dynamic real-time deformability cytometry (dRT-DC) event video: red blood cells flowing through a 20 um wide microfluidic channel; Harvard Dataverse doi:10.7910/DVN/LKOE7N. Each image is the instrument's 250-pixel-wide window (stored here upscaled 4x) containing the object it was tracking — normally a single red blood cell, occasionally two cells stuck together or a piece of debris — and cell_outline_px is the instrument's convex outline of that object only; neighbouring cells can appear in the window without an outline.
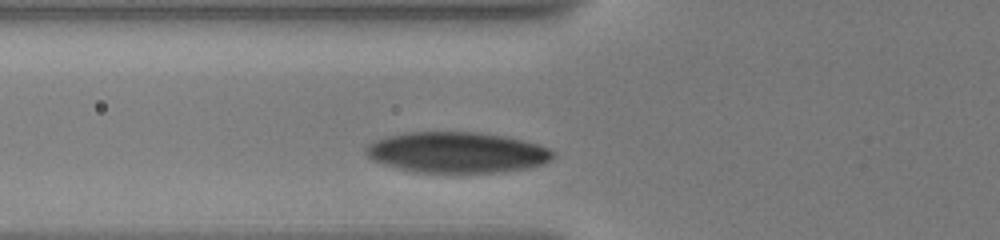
{"species": "human", "species_latin": "Homo sapiens", "temperature_condition": "warm", "stored_images_in_passage": 26, "camera_frame_rate_fps": 3000, "um_per_image_px": 0.085, "donor": {"sex": "male"}, "frame": {"image": 1, "passage_image": 3, "time_ms": 1.333, "image_size_px": [1000, 240], "cell_outline_px": [[556, 156], [552, 160], [544, 164], [528, 168], [504, 172], [416, 172], [384, 164], [372, 160], [364, 152], [364, 148], [368, 144], [376, 140], [388, 136], [408, 132], [480, 132], [504, 136], [524, 140], [548, 148], [556, 152]], "centroid_in_image_um": [38.88, 12.95], "position_along_channel_um": 86.9, "area_um2": 44.62}}
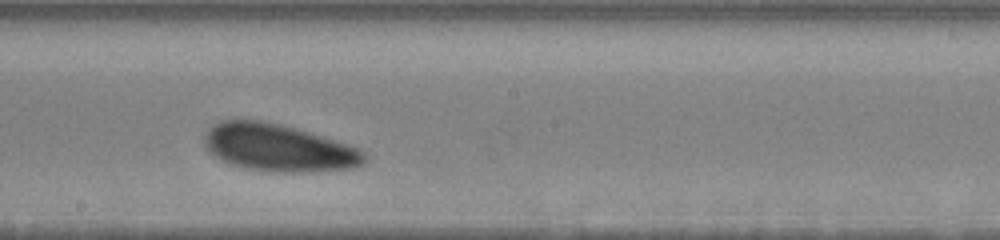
{"frame": {"image": 2, "passage_image": 13, "time_ms": 5.333, "image_size_px": [1000, 240], "cell_outline_px": [[368, 160], [364, 164], [356, 168], [316, 172], [268, 172], [244, 168], [220, 160], [204, 144], [204, 136], [208, 128], [220, 120], [260, 120], [280, 124], [296, 128], [348, 144], [360, 148], [368, 156]], "centroid_in_image_um": [23.73, 12.58], "position_along_channel_um": 224.5, "area_um2": 44.56}}
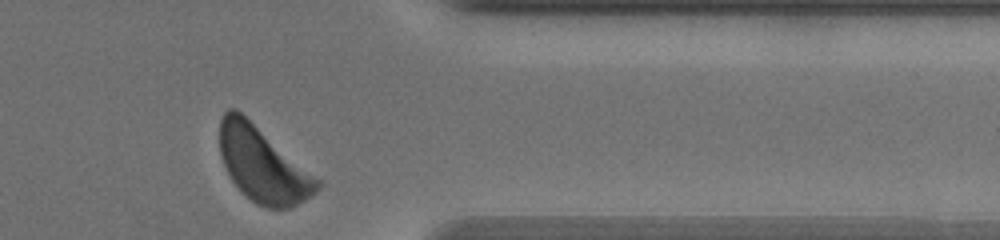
{"frame": {"image": 3, "passage_image": 26, "time_ms": 10.333, "image_size_px": [1000, 240], "cell_outline_px": [[324, 184], [316, 192], [304, 200], [288, 208], [268, 208], [256, 204], [232, 180], [224, 164], [220, 152], [220, 120], [224, 112], [228, 108], [236, 108], [320, 180]], "centroid_in_image_um": [22.34, 13.99], "position_along_channel_um": 389.1, "area_um2": 41.73}, "authors_computed_cell_mechanics": {"area_um2": 44.1881, "velocity_mm_per_s": 3.4336, "shape_relaxation_time_tau1_ms": 1.5019, "shape_relaxation_time_tau2_ms": null, "deformation_change_tau1": 0.0881, "deformation_change_tau2": null}}